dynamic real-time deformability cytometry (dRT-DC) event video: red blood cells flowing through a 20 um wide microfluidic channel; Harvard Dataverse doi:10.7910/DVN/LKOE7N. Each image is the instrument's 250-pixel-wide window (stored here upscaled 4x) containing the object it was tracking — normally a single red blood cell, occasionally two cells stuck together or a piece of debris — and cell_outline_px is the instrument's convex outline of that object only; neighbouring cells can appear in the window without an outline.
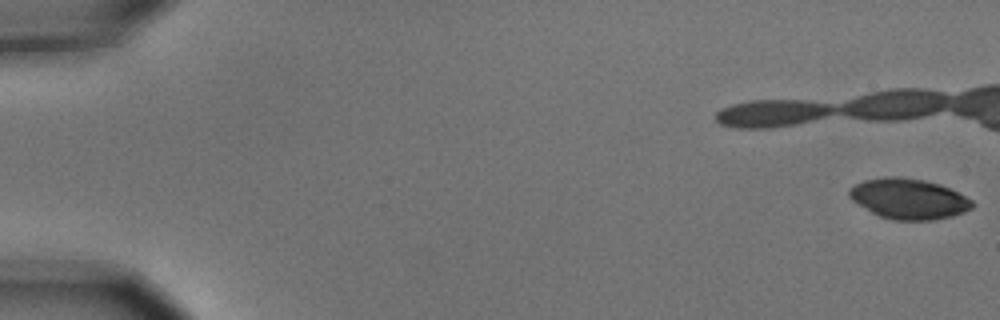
{"species": "common noctule bat (a hibernating species)", "species_latin": "Nyctalus noctula", "temperature_condition": "cold", "stored_images_in_passage": 5, "camera_frame_rate_fps": 3000, "um_per_image_px": 0.085, "animal": {"sex": "male", "body_mass_g": 15.6}, "frame": {"image": 1, "passage_image": 1, "time_ms": 0.0, "image_size_px": [1000, 320], "cell_outline_px": [[976, 204], [972, 208], [964, 212], [952, 216], [932, 220], [892, 220], [880, 216], [872, 212], [852, 200], [848, 196], [848, 188], [864, 180], [884, 176], [900, 176], [924, 180], [940, 184], [972, 200]], "centroid_in_image_um": [77.22, 16.89], "position_along_channel_um": 7.8, "area_um2": 29.02}}